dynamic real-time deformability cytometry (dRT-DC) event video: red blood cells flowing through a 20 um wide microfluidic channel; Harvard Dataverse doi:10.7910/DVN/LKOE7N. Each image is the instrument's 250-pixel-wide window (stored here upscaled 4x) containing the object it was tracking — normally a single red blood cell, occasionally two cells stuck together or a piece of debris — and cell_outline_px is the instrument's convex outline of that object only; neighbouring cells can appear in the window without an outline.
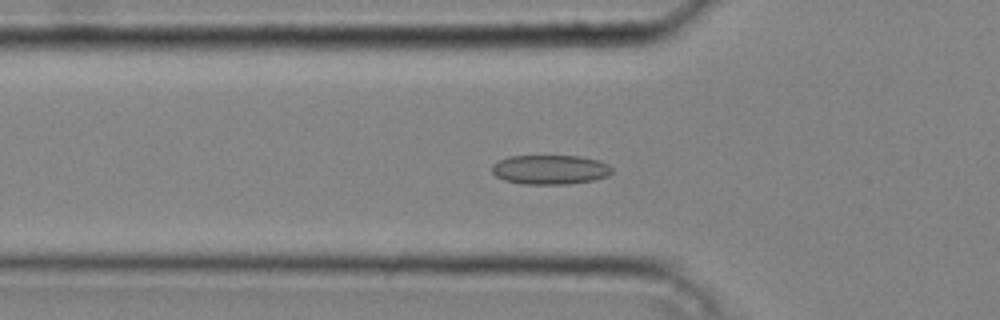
{"species": "common noctule bat (a hibernating species)", "species_latin": "Nyctalus noctula", "temperature_condition": "cold", "stored_images_in_passage": 43, "camera_frame_rate_fps": 3000, "um_per_image_px": 0.085, "animal": {"sex": "male", "body_mass_g": 20.4}, "frame": {"image": 1, "passage_image": 14, "time_ms": 4.333, "image_size_px": [1000, 320], "cell_outline_px": [[612, 172], [608, 176], [592, 180], [568, 184], [524, 184], [504, 180], [496, 176], [492, 172], [492, 164], [508, 156], [580, 156], [600, 160], [608, 164], [612, 168]], "centroid_in_image_um": [46.77, 14.41], "position_along_channel_um": 79.0, "area_um2": 20.63}}
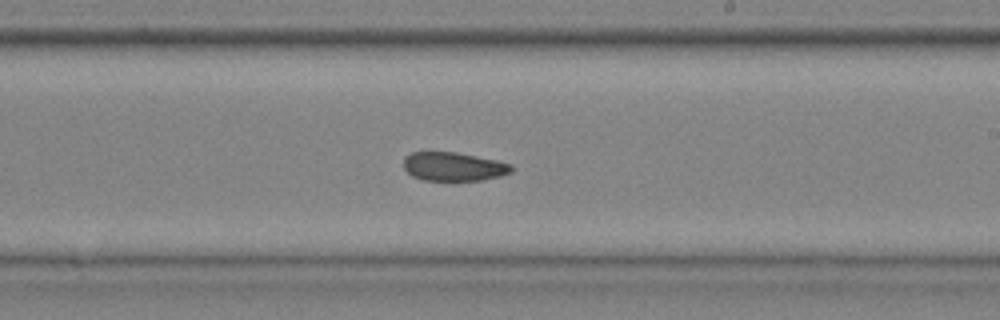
{"frame": {"image": 2, "passage_image": 26, "time_ms": 8.333, "image_size_px": [1000, 320], "cell_outline_px": [[516, 168], [512, 172], [500, 176], [480, 180], [424, 180], [412, 176], [404, 168], [404, 156], [412, 152], [456, 152], [496, 160], [512, 164]], "centroid_in_image_um": [38.58, 14.15], "position_along_channel_um": 250.4, "area_um2": 18.09}}
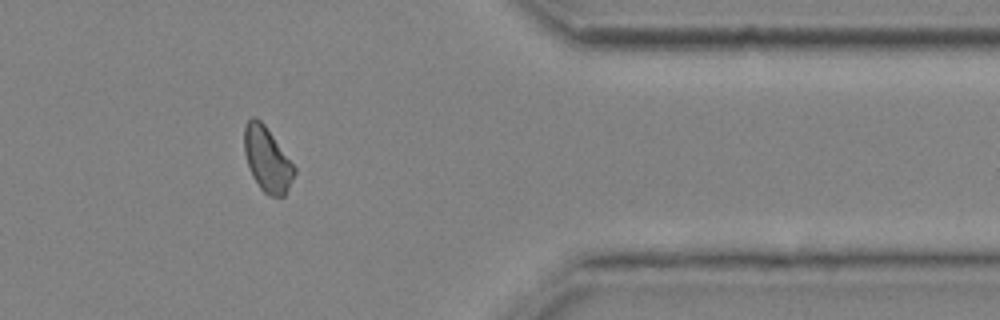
{"frame": {"image": 3, "passage_image": 37, "time_ms": 12.0, "image_size_px": [1000, 320], "cell_outline_px": [[296, 172], [284, 196], [268, 196], [260, 188], [252, 176], [244, 152], [244, 124], [252, 116], [256, 116], [264, 124], [296, 168]], "centroid_in_image_um": [22.69, 13.54], "position_along_channel_um": 388.7, "area_um2": 18.73}, "authors_computed_cell_mechanics": {"area_um2": 18.9584, "velocity_mm_per_s": 4.2889, "shape_relaxation_time_tau1_ms": null, "shape_relaxation_time_tau2_ms": 3.11, "deformation_change_tau1": null, "deformation_change_tau2": 0.0827}}